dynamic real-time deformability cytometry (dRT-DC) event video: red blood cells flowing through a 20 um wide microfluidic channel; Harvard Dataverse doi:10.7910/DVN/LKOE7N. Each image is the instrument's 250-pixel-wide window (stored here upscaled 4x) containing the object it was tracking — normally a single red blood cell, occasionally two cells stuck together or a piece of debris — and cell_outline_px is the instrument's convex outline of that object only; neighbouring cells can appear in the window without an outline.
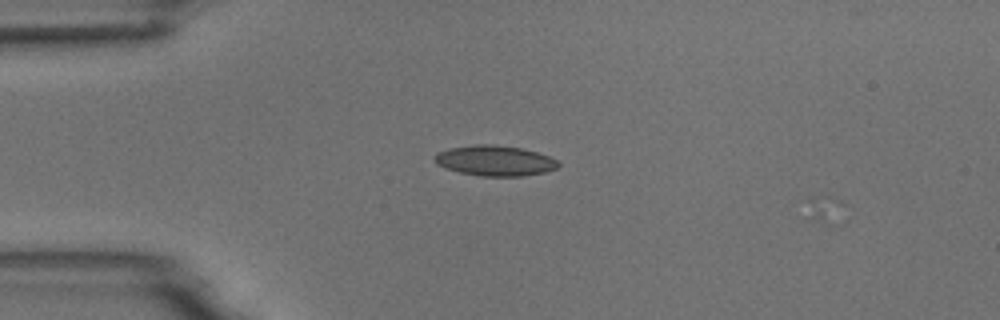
{"species": "common noctule bat (a hibernating species)", "species_latin": "Nyctalus noctula", "temperature_condition": "room temperature", "stored_images_in_passage": 2, "camera_frame_rate_fps": 3000, "um_per_image_px": 0.085, "animal": {"sex": "male", "body_mass_g": 18.8}, "frame": {"image": 1, "passage_image": 1, "time_ms": 0.0, "image_size_px": [1000, 320], "cell_outline_px": [[560, 164], [556, 168], [544, 172], [520, 176], [480, 176], [460, 172], [444, 168], [436, 164], [432, 156], [436, 152], [452, 148], [476, 144], [492, 144], [520, 148], [536, 152], [548, 156], [556, 160]], "centroid_in_image_um": [42.01, 13.66], "position_along_channel_um": 43.0, "area_um2": 21.79}}